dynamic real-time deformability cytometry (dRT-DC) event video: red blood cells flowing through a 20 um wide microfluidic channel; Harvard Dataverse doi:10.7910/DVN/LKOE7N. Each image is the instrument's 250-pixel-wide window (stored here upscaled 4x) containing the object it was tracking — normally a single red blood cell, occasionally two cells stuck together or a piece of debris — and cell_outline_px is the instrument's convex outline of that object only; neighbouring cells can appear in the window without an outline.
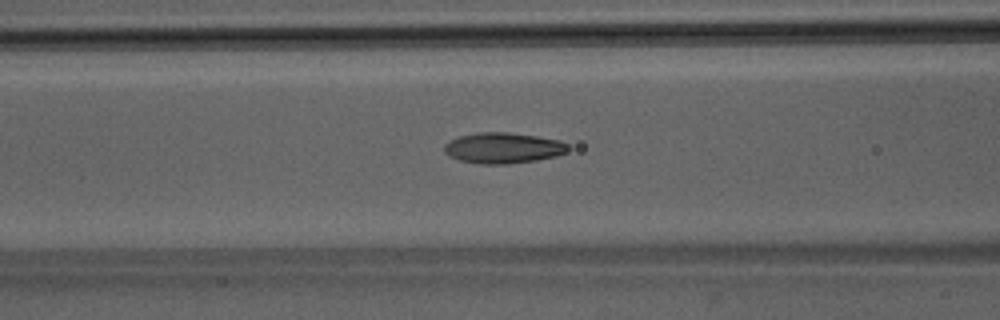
{"species": "Egyptian fruit bat (a non-hibernating species)", "species_latin": "Rousettus aegyptiacus", "temperature_condition": "room temperature", "stored_images_in_passage": 51, "camera_frame_rate_fps": 3000, "um_per_image_px": 0.085, "animal": {"sex": "male"}, "frame": {"image": 1, "passage_image": 21, "time_ms": 6.667, "image_size_px": [1000, 320], "cell_outline_px": [[572, 148], [568, 152], [556, 156], [536, 160], [508, 164], [480, 164], [460, 160], [448, 156], [444, 152], [444, 144], [460, 136], [480, 132], [508, 132], [536, 136], [560, 140], [568, 144]], "centroid_in_image_um": [42.8, 12.58], "position_along_channel_um": 123.8, "area_um2": 22.31}}
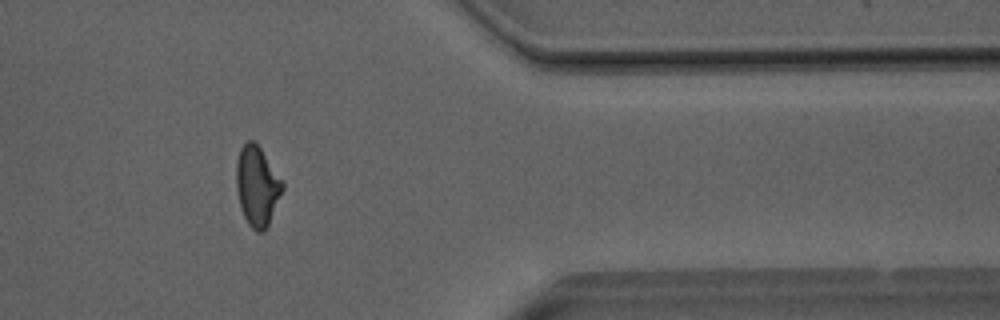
{"frame": {"image": 2, "passage_image": 42, "time_ms": 13.667, "image_size_px": [1000, 320], "cell_outline_px": [[284, 188], [268, 224], [264, 232], [256, 232], [248, 224], [240, 208], [236, 188], [236, 160], [240, 148], [248, 140], [252, 140], [260, 148], [284, 184]], "centroid_in_image_um": [21.83, 15.83], "position_along_channel_um": 389.6, "area_um2": 21.27}}
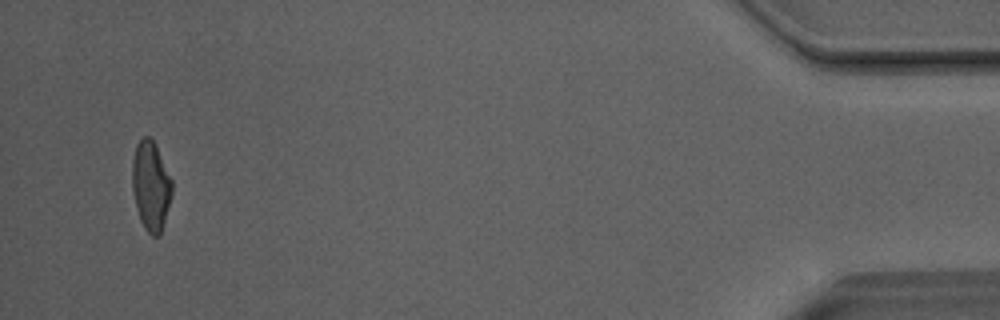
{"frame": {"image": 3, "passage_image": 49, "time_ms": 16.0, "image_size_px": [1000, 320], "cell_outline_px": [[172, 192], [160, 236], [152, 236], [144, 228], [140, 220], [136, 208], [132, 188], [132, 160], [136, 144], [144, 136], [148, 136], [152, 140], [172, 180]], "centroid_in_image_um": [12.8, 15.82], "position_along_channel_um": 422.4, "area_um2": 20.46}, "authors_computed_cell_mechanics": {"area_um2": 21.386, "velocity_mm_per_s": 4.07, "shape_relaxation_time_tau1_ms": 4.8226, "shape_relaxation_time_tau2_ms": 1.4969, "deformation_change_tau1": 0.1782, "deformation_change_tau2": 0.0735}}